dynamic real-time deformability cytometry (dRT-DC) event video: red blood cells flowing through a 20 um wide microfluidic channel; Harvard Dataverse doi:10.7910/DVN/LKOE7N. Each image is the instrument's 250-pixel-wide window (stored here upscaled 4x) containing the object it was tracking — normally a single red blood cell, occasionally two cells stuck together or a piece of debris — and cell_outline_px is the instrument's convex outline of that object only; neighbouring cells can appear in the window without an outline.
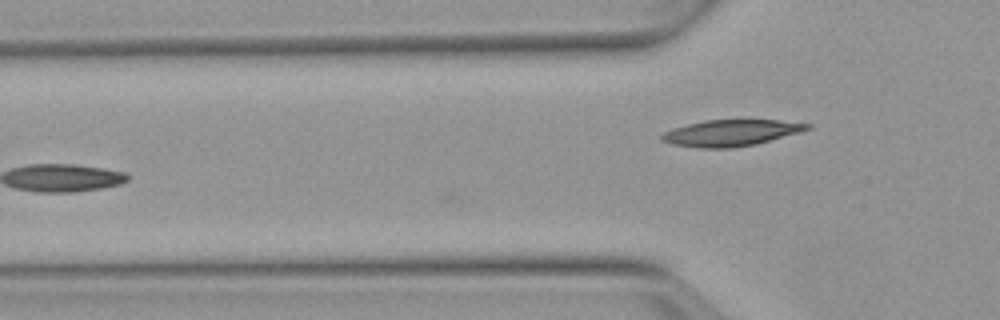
{"species": "Egyptian fruit bat (a non-hibernating species)", "species_latin": "Rousettus aegyptiacus", "temperature_condition": "warm", "stored_images_in_passage": 9, "camera_frame_rate_fps": 3000, "um_per_image_px": 0.085, "animal": {"sex": "female"}, "frame": {"image": 1, "passage_image": 9, "time_ms": 2.667, "image_size_px": [1000, 320], "cell_outline_px": [[812, 128], [800, 132], [756, 144], [732, 148], [700, 148], [672, 144], [660, 140], [660, 136], [664, 132], [672, 128], [704, 120], [744, 116], [780, 120], [812, 124]], "centroid_in_image_um": [62.17, 11.24], "position_along_channel_um": 63.6, "area_um2": 23.47}}